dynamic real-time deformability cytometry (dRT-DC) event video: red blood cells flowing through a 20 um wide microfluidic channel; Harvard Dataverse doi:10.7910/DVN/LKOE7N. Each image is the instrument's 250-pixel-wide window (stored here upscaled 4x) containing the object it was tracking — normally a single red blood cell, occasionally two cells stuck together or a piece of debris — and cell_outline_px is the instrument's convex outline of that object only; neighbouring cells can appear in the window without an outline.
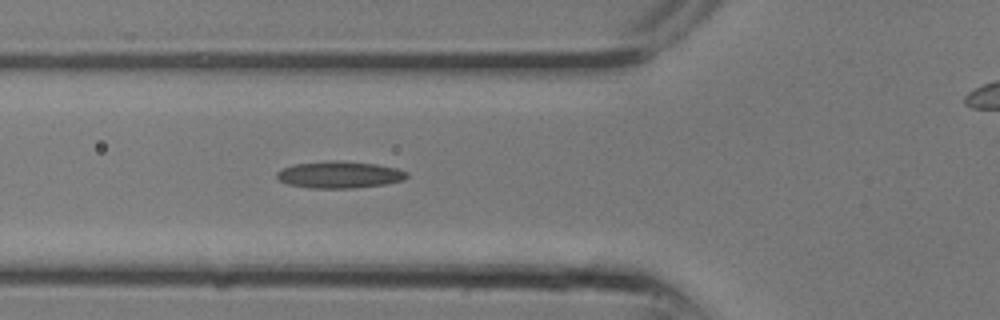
{"species": "common noctule bat (a hibernating species)", "species_latin": "Nyctalus noctula", "temperature_condition": "room temperature", "stored_images_in_passage": 11, "segment_of_instrument_passage": [1, 2], "camera_frame_rate_fps": 3000, "um_per_image_px": 0.085, "animal": {"sex": "male", "body_mass_g": 13.3}, "frame": {"image": 1, "passage_image": 10, "time_ms": 3.0, "image_size_px": [1000, 320], "cell_outline_px": [[408, 176], [404, 180], [388, 184], [352, 188], [308, 188], [288, 184], [280, 180], [276, 176], [276, 172], [292, 164], [332, 160], [336, 160], [376, 164], [396, 168], [408, 172]], "centroid_in_image_um": [28.87, 14.85], "position_along_channel_um": 96.9, "area_um2": 20.46}}